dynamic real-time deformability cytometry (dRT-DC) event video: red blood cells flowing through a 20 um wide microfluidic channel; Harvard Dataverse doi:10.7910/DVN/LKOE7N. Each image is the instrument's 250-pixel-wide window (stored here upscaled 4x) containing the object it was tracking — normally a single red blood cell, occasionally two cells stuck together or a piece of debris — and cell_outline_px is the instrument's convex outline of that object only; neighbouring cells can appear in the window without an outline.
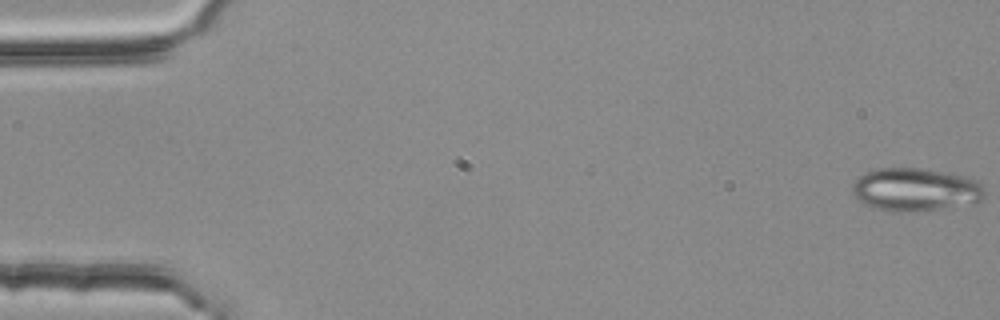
{"species": "common noctule bat (a hibernating species)", "species_latin": "Nyctalus noctula", "temperature_condition": "room temperature", "stored_images_in_passage": 4, "camera_frame_rate_fps": 3000, "um_per_image_px": 0.085, "animal": {"sex": "female", "body_mass_g": 25.1}, "frame": {"image": 1, "passage_image": 1, "time_ms": 0.0, "image_size_px": [1000, 320], "cell_outline_px": [[984, 200], [980, 204], [912, 212], [892, 212], [876, 208], [864, 204], [852, 192], [852, 184], [864, 172], [880, 168], [924, 168], [964, 176], [976, 180], [984, 188]], "centroid_in_image_um": [77.87, 16.13], "position_along_channel_um": 7.1, "area_um2": 33.7}}